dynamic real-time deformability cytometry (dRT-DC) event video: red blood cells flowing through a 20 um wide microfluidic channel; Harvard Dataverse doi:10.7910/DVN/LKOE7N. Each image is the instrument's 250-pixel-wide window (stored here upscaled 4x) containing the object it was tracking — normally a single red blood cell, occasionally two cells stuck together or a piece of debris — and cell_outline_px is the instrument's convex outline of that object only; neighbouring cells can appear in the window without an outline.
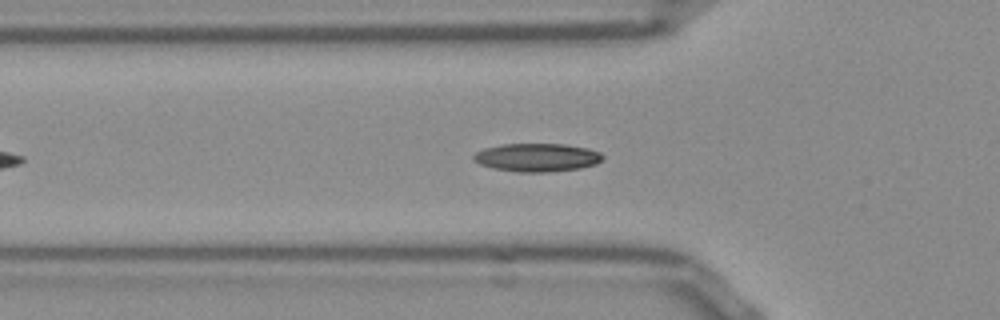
{"species": "Egyptian fruit bat (a non-hibernating species)", "species_latin": "Rousettus aegyptiacus", "temperature_condition": "room temperature", "stored_images_in_passage": 30, "camera_frame_rate_fps": 3000, "um_per_image_px": 0.085, "frame": {"image": 1, "passage_image": 6, "time_ms": 1.667, "image_size_px": [1000, 320], "cell_outline_px": [[604, 156], [596, 164], [580, 168], [548, 172], [520, 172], [492, 168], [480, 164], [472, 160], [472, 156], [476, 152], [484, 148], [500, 144], [564, 144], [588, 148], [600, 152]], "centroid_in_image_um": [45.62, 13.38], "position_along_channel_um": 80.2, "area_um2": 21.33}}
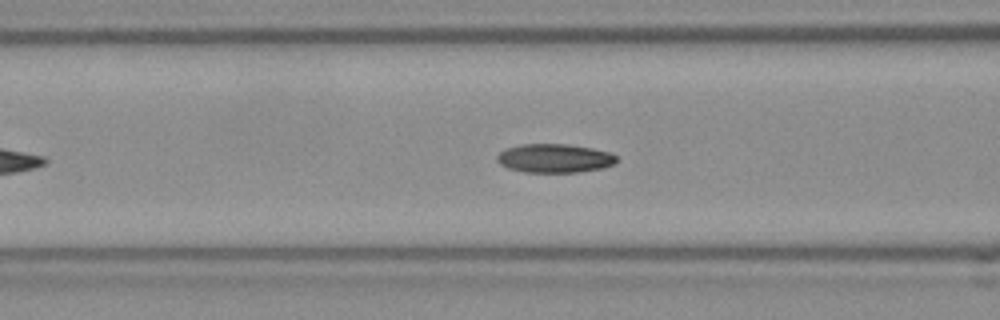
{"frame": {"image": 2, "passage_image": 9, "time_ms": 2.667, "image_size_px": [1000, 320], "cell_outline_px": [[616, 160], [612, 164], [600, 168], [576, 172], [524, 172], [508, 168], [500, 164], [496, 160], [496, 156], [500, 152], [508, 148], [520, 144], [568, 144], [592, 148], [608, 152], [616, 156]], "centroid_in_image_um": [47.08, 13.45], "position_along_channel_um": 119.5, "area_um2": 19.83}}
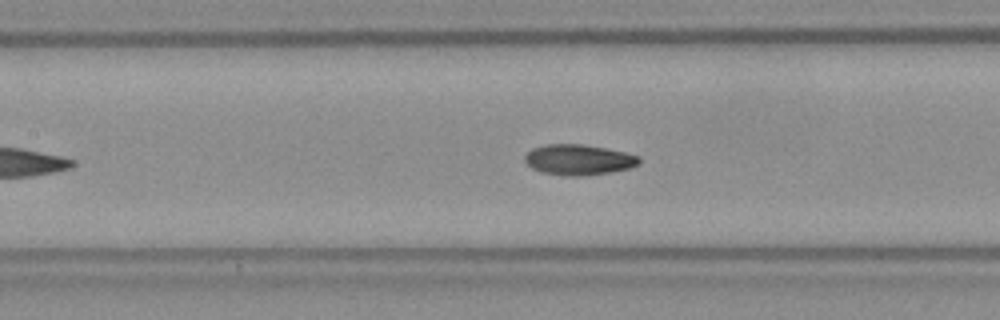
{"frame": {"image": 3, "passage_image": 12, "time_ms": 3.667, "image_size_px": [1000, 320], "cell_outline_px": [[640, 164], [628, 168], [608, 172], [580, 176], [564, 176], [540, 172], [532, 168], [524, 160], [524, 156], [532, 148], [544, 144], [580, 144], [604, 148], [624, 152], [640, 156]], "centroid_in_image_um": [49.15, 13.57], "position_along_channel_um": 158.3, "area_um2": 20.29}, "authors_computed_cell_mechanics": {"area_um2": 20.1433, "velocity_mm_per_s": 3.84, "shape_relaxation_time_tau1_ms": 4.4275, "shape_relaxation_time_tau2_ms": 1.7994, "deformation_change_tau1": 0.13, "deformation_change_tau2": 0.0607}}